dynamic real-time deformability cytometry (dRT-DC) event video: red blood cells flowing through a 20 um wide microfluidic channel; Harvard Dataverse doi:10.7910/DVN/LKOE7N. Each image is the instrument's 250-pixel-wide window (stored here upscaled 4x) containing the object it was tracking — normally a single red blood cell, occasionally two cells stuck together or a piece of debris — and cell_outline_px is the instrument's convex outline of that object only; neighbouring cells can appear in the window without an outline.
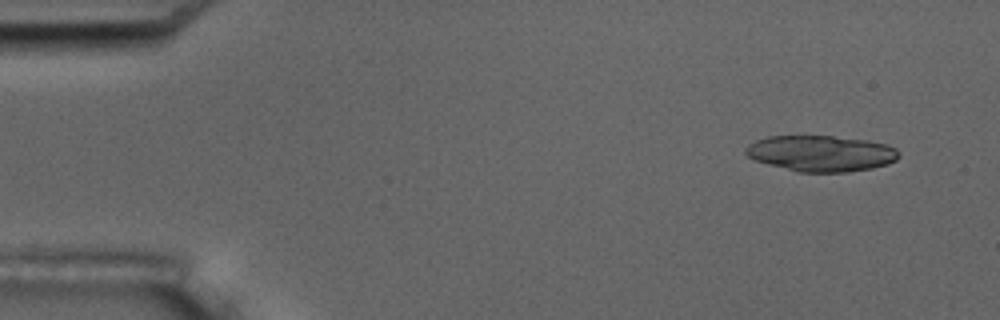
{"species": "common noctule bat (a hibernating species)", "species_latin": "Nyctalus noctula", "temperature_condition": "room temperature", "stored_images_in_passage": 10, "camera_frame_rate_fps": 3000, "um_per_image_px": 0.085, "animal": {"sex": "male", "body_mass_g": 17.5, "forearm_length_mm": 52.3}, "frame": {"image": 1, "passage_image": 1, "time_ms": 0.0, "image_size_px": [1000, 320], "cell_outline_px": [[900, 156], [896, 160], [888, 164], [872, 168], [848, 172], [800, 172], [768, 164], [756, 160], [748, 156], [744, 152], [744, 148], [748, 144], [756, 140], [768, 136], [832, 136], [868, 140], [888, 144], [896, 148], [900, 152]], "centroid_in_image_um": [69.82, 13.03], "position_along_channel_um": 15.2, "area_um2": 32.25}}
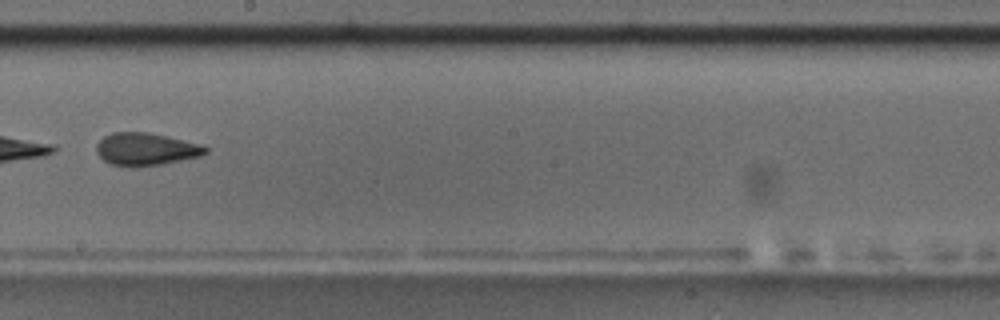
{"frame": {"image": 2, "passage_image": 9, "time_ms": 9.0, "image_size_px": [1000, 320], "cell_outline_px": [[208, 152], [200, 156], [160, 164], [136, 168], [128, 168], [108, 164], [96, 152], [96, 144], [104, 136], [112, 132], [148, 132], [204, 144], [208, 148]], "centroid_in_image_um": [12.39, 12.69], "position_along_channel_um": 235.8, "area_um2": 21.1}}